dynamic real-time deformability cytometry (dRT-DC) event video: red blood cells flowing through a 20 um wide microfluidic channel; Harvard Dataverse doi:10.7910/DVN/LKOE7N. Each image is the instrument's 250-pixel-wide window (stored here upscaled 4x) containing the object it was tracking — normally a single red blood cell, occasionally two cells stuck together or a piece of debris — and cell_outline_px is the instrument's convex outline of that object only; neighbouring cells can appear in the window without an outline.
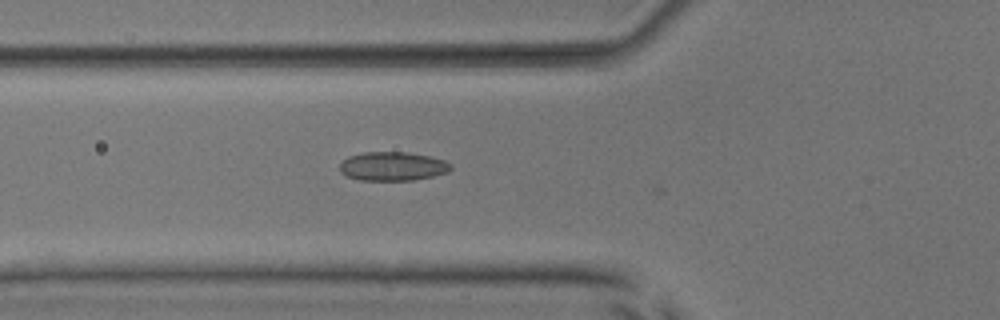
{"species": "common noctule bat (a hibernating species)", "species_latin": "Nyctalus noctula", "temperature_condition": "room temperature", "stored_images_in_passage": 21, "camera_frame_rate_fps": 3000, "um_per_image_px": 0.085, "animal": {"sex": "male", "body_mass_g": 17.9, "forearm_length_mm": 54.2}, "frame": {"image": 1, "passage_image": 3, "time_ms": 0.667, "image_size_px": [1000, 320], "cell_outline_px": [[452, 168], [448, 172], [432, 176], [412, 180], [360, 180], [344, 176], [340, 172], [340, 164], [348, 156], [364, 152], [408, 152], [428, 156], [444, 160], [452, 164]], "centroid_in_image_um": [33.36, 14.13], "position_along_channel_um": 92.4, "area_um2": 18.73}}
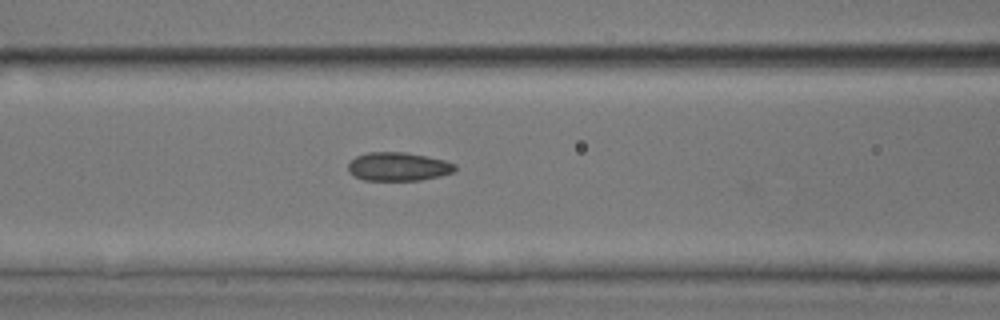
{"frame": {"image": 2, "passage_image": 6, "time_ms": 1.667, "image_size_px": [1000, 320], "cell_outline_px": [[456, 168], [452, 172], [440, 176], [420, 180], [364, 180], [348, 172], [348, 164], [356, 156], [368, 152], [404, 152], [444, 160], [456, 164]], "centroid_in_image_um": [33.84, 14.16], "position_along_channel_um": 132.8, "area_um2": 17.63}}